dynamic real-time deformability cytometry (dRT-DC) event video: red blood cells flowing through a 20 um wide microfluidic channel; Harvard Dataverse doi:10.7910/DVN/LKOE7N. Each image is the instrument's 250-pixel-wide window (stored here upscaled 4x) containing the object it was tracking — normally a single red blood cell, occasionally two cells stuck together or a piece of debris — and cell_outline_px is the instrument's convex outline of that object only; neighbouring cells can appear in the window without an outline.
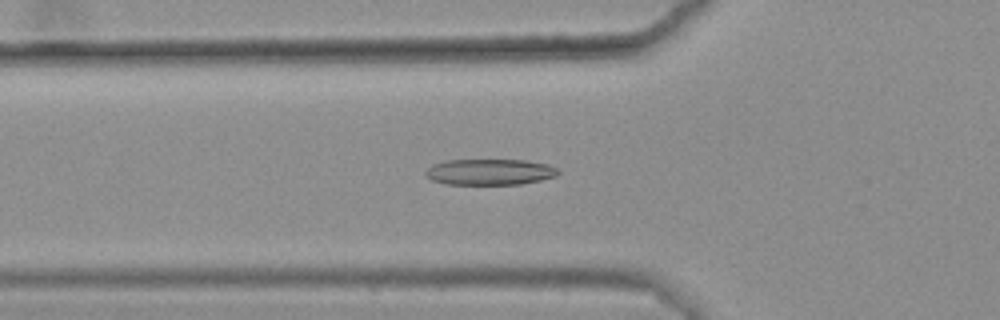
{"species": "common noctule bat (a hibernating species)", "species_latin": "Nyctalus noctula", "temperature_condition": "warm", "stored_images_in_passage": 49, "camera_frame_rate_fps": 3000, "um_per_image_px": 0.085, "animal": {"sex": "female", "body_mass_g": 25.1}, "frame": {"image": 1, "passage_image": 20, "time_ms": 6.333, "image_size_px": [1000, 320], "cell_outline_px": [[560, 172], [556, 176], [540, 180], [520, 184], [448, 184], [432, 180], [424, 172], [432, 164], [448, 160], [524, 160], [548, 164], [556, 168]], "centroid_in_image_um": [41.64, 14.61], "position_along_channel_um": 84.2, "area_um2": 19.94}}
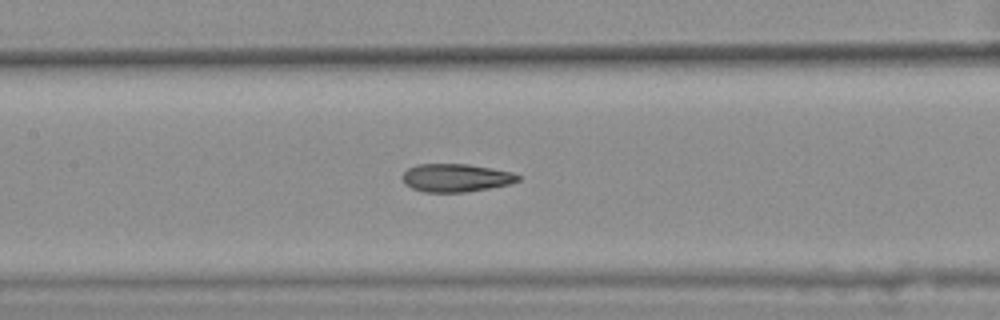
{"frame": {"image": 2, "passage_image": 27, "time_ms": 8.667, "image_size_px": [1000, 320], "cell_outline_px": [[520, 180], [508, 184], [488, 188], [464, 192], [424, 192], [412, 188], [404, 184], [404, 172], [408, 168], [416, 164], [468, 164], [512, 172], [520, 176]], "centroid_in_image_um": [38.74, 15.11], "position_along_channel_um": 168.7, "area_um2": 18.73}}
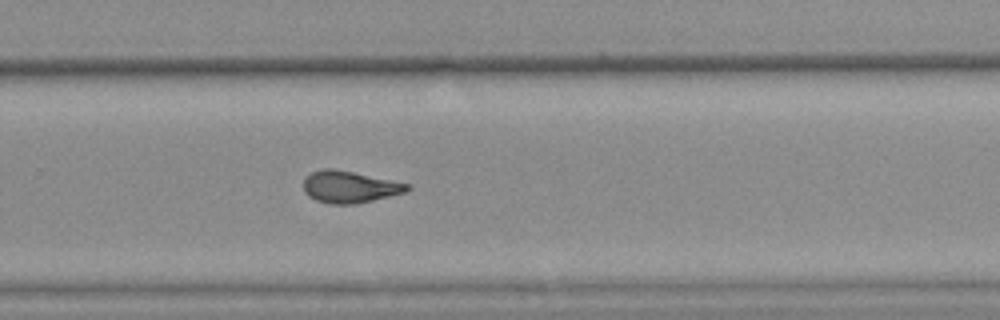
{"frame": {"image": 3, "passage_image": 38, "time_ms": 12.333, "image_size_px": [1000, 320], "cell_outline_px": [[412, 188], [404, 192], [372, 200], [352, 204], [332, 204], [316, 200], [308, 196], [304, 192], [304, 176], [312, 172], [324, 168], [332, 168], [352, 172], [408, 184]], "centroid_in_image_um": [29.65, 15.88], "position_along_channel_um": 300.2, "area_um2": 18.9}, "authors_computed_cell_mechanics": {"area_um2": 19.652, "velocity_mm_per_s": 3.595, "shape_relaxation_time_tau1_ms": 10.2334, "shape_relaxation_time_tau2_ms": 1.9511, "deformation_change_tau1": 0.2535, "deformation_change_tau2": 0.1041}}